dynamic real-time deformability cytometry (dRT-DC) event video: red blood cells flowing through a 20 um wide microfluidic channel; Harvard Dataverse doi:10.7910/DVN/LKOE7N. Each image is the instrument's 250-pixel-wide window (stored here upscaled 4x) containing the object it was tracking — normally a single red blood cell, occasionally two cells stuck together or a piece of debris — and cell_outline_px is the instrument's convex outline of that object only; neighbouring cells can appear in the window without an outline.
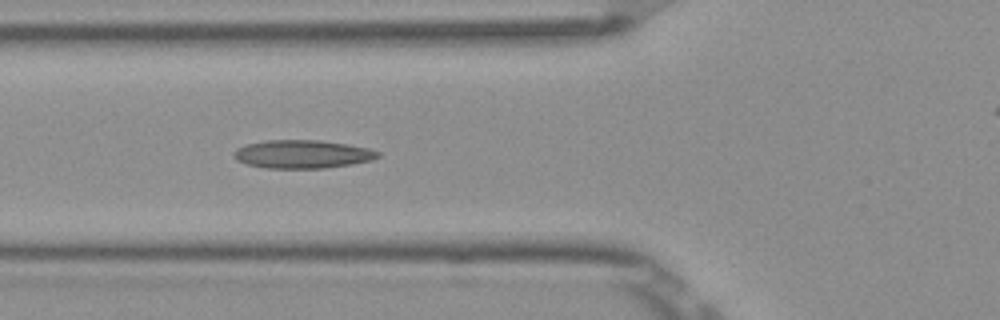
{"species": "Egyptian fruit bat (a non-hibernating species)", "species_latin": "Rousettus aegyptiacus", "temperature_condition": "room temperature", "stored_images_in_passage": 7, "segment_of_instrument_passage": [1, 2], "camera_frame_rate_fps": 3000, "um_per_image_px": 0.085, "frame": {"image": 1, "passage_image": 6, "time_ms": 1.667, "image_size_px": [1000, 320], "cell_outline_px": [[380, 156], [372, 160], [352, 164], [324, 168], [264, 168], [244, 164], [236, 160], [232, 156], [232, 152], [236, 148], [248, 144], [268, 140], [320, 140], [348, 144], [368, 148], [380, 152]], "centroid_in_image_um": [25.67, 13.11], "position_along_channel_um": 100.1, "area_um2": 23.93}}